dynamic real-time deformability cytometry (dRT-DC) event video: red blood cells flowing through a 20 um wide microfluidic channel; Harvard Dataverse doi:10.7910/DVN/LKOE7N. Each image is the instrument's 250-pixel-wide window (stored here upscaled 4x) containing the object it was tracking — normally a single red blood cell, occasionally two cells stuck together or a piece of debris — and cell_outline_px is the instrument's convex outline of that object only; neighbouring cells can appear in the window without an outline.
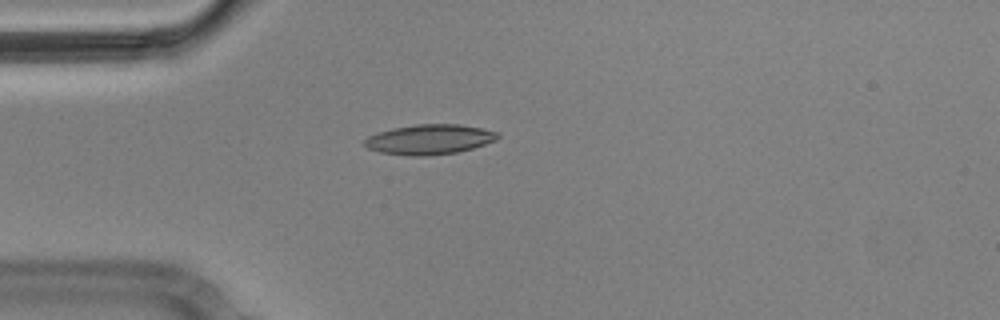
{"species": "Egyptian fruit bat (a non-hibernating species)", "species_latin": "Rousettus aegyptiacus", "temperature_condition": "cold", "stored_images_in_passage": 1, "camera_frame_rate_fps": 3000, "um_per_image_px": 0.085, "animal": {"sex": "male"}, "frame": {"image": 1, "passage_image": 1, "time_ms": 0.0, "image_size_px": [1000, 320], "cell_outline_px": [[500, 136], [496, 140], [472, 148], [456, 152], [428, 156], [412, 156], [380, 152], [368, 148], [364, 144], [364, 140], [368, 136], [392, 128], [416, 124], [460, 124], [484, 128], [500, 132]], "centroid_in_image_um": [36.54, 11.84], "position_along_channel_um": 48.5, "area_um2": 23.29}}